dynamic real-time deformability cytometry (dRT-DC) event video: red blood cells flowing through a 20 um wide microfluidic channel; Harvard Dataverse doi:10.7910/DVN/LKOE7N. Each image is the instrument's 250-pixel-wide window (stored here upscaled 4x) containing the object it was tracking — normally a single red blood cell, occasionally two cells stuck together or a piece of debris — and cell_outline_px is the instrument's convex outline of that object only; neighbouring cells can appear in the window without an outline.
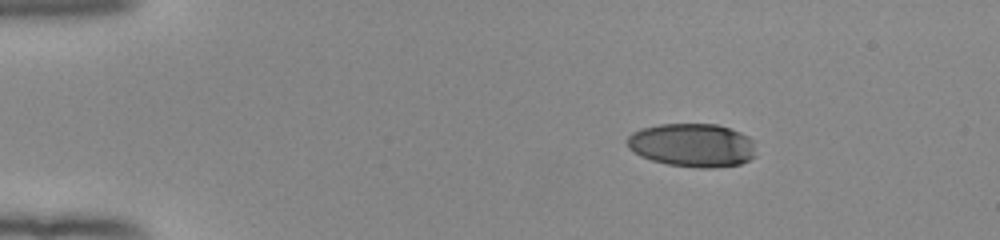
{"species": "human", "species_latin": "Homo sapiens", "temperature_condition": "room temperature", "stored_images_in_passage": 45, "camera_frame_rate_fps": 3000, "um_per_image_px": 0.085, "donor": {"sex": "female"}, "frame": {"image": 1, "passage_image": 1, "time_ms": 0.0, "image_size_px": [1000, 240], "cell_outline_px": [[756, 156], [740, 164], [712, 168], [700, 168], [668, 164], [652, 160], [640, 156], [628, 148], [628, 136], [632, 132], [640, 128], [660, 124], [716, 124], [740, 132], [748, 136], [752, 140]], "centroid_in_image_um": [58.84, 12.34], "position_along_channel_um": 26.2, "area_um2": 32.66}}
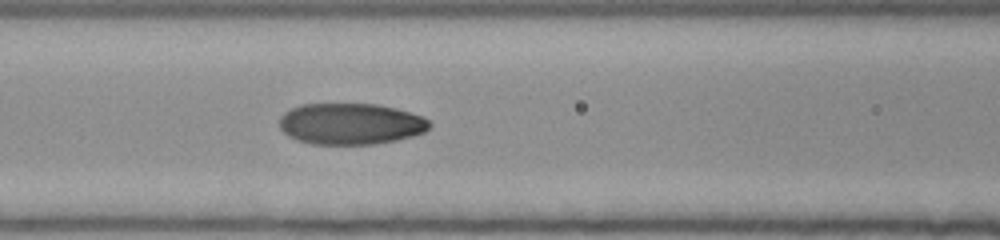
{"frame": {"image": 2, "passage_image": 16, "time_ms": 5.0, "image_size_px": [1000, 240], "cell_outline_px": [[432, 124], [424, 132], [412, 136], [396, 140], [372, 144], [312, 144], [296, 140], [288, 136], [280, 128], [280, 116], [284, 112], [300, 104], [376, 104], [396, 108], [424, 116]], "centroid_in_image_um": [29.8, 10.52], "position_along_channel_um": 136.8, "area_um2": 36.24}}
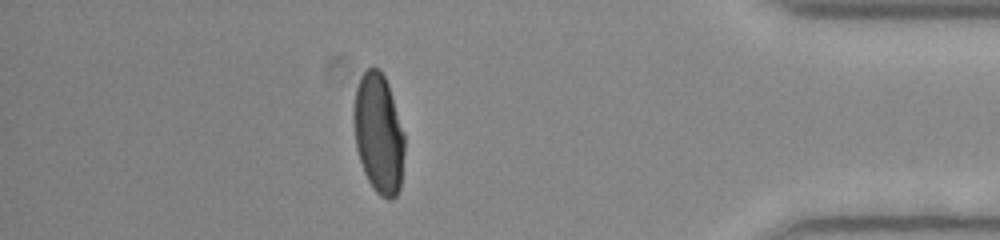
{"frame": {"image": 3, "passage_image": 39, "time_ms": 12.667, "image_size_px": [1000, 240], "cell_outline_px": [[404, 152], [400, 188], [396, 196], [392, 200], [388, 200], [380, 196], [372, 188], [364, 172], [356, 148], [352, 116], [352, 112], [356, 88], [360, 76], [372, 64], [380, 68], [388, 84], [404, 132]], "centroid_in_image_um": [32.17, 11.33], "position_along_channel_um": 403.0, "area_um2": 35.95}}